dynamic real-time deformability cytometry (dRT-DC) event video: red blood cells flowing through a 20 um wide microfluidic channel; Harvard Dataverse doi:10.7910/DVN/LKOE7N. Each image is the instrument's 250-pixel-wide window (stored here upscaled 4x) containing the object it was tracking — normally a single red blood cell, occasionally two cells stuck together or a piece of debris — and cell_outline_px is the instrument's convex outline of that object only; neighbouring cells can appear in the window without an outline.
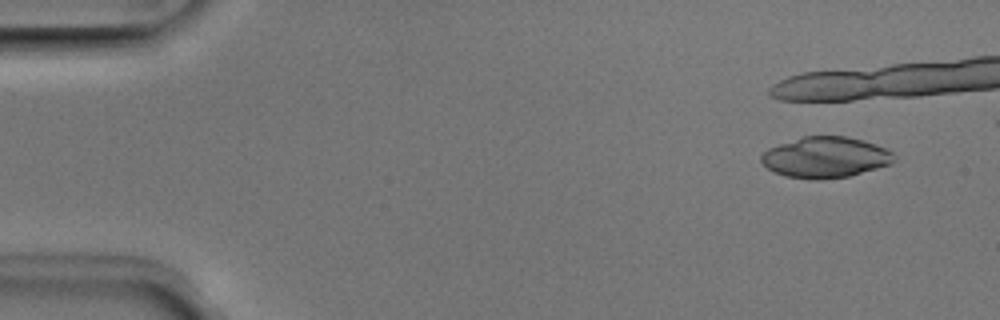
{"species": "Egyptian fruit bat (a non-hibernating species)", "species_latin": "Rousettus aegyptiacus", "temperature_condition": "room temperature", "stored_images_in_passage": 10, "camera_frame_rate_fps": 3000, "um_per_image_px": 0.085, "animal": {"sex": "male"}, "frame": {"image": 1, "passage_image": 4, "time_ms": 1.0, "image_size_px": [1000, 320], "cell_outline_px": [[896, 160], [892, 164], [848, 176], [820, 180], [816, 180], [784, 176], [768, 168], [760, 160], [760, 156], [768, 148], [804, 136], [848, 136], [876, 144], [892, 152], [896, 156]], "centroid_in_image_um": [70.19, 13.37], "position_along_channel_um": 14.8, "area_um2": 31.62}}